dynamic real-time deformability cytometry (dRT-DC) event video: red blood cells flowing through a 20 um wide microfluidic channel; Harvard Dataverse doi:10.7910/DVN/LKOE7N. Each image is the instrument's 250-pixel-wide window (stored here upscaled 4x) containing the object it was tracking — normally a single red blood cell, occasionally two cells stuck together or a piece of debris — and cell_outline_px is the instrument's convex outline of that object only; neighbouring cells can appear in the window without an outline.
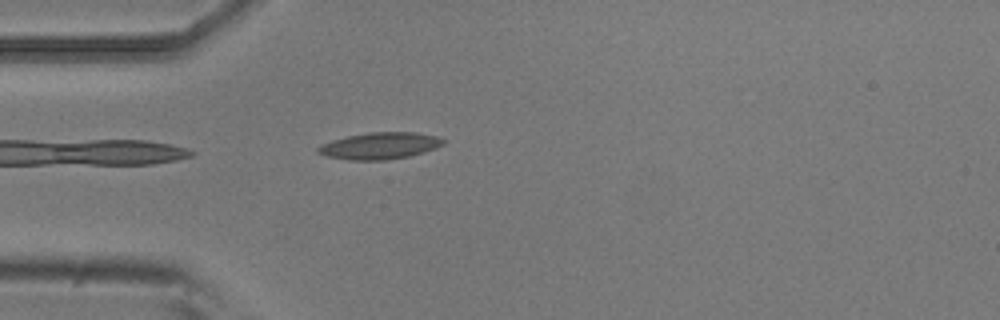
{"species": "common noctule bat (a hibernating species)", "species_latin": "Nyctalus noctula", "temperature_condition": "room temperature", "stored_images_in_passage": 1, "camera_frame_rate_fps": 3000, "um_per_image_px": 0.085, "animal": {"sex": "male", "body_mass_g": 20.5, "forearm_length_mm": 52.5}, "frame": {"image": 1, "passage_image": 1, "time_ms": 0.0, "image_size_px": [1000, 320], "cell_outline_px": [[444, 144], [436, 148], [424, 152], [408, 156], [384, 160], [348, 160], [328, 156], [316, 152], [316, 148], [320, 144], [332, 140], [348, 136], [368, 132], [416, 132], [436, 136], [444, 140]], "centroid_in_image_um": [32.26, 12.39], "position_along_channel_um": 52.7, "area_um2": 19.48}}